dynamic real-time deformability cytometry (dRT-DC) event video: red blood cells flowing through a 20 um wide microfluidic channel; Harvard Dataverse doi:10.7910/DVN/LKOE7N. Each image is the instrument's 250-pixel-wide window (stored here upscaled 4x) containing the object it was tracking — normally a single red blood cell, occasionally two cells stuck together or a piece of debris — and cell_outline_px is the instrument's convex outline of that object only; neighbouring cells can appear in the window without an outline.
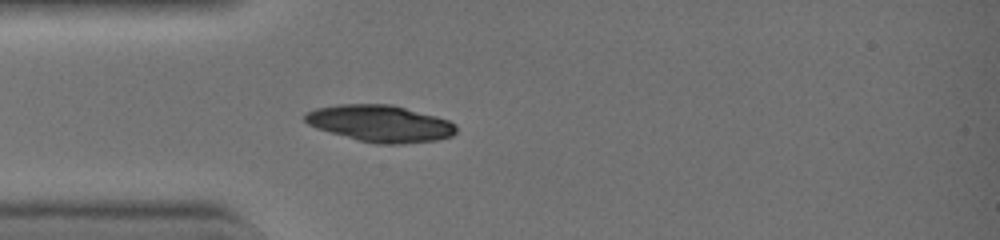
{"species": "common noctule bat (a hibernating species)", "species_latin": "Nyctalus noctula", "temperature_condition": "warm", "stored_images_in_passage": 31, "camera_frame_rate_fps": 3000, "um_per_image_px": 0.085, "animal": {"sex": "female", "body_mass_g": 19.0, "forearm_length_mm": 51.5}, "frame": {"image": 1, "passage_image": 1, "time_ms": 0.0, "image_size_px": [1000, 240], "cell_outline_px": [[456, 132], [452, 136], [440, 140], [404, 144], [376, 144], [356, 140], [316, 128], [308, 124], [304, 120], [304, 116], [308, 112], [316, 108], [340, 104], [392, 104], [436, 116], [448, 120], [456, 124]], "centroid_in_image_um": [32.34, 10.51], "position_along_channel_um": 52.7, "area_um2": 32.6}}
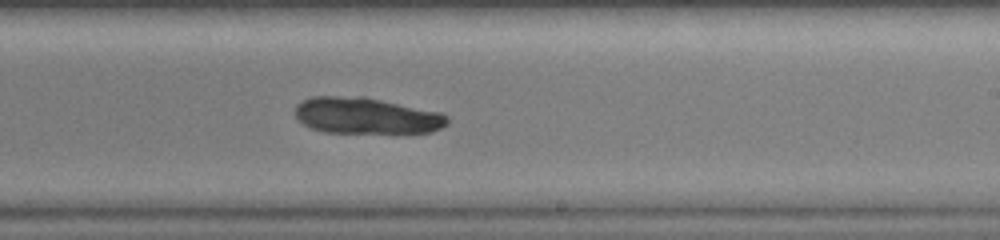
{"frame": {"image": 2, "passage_image": 15, "time_ms": 4.667, "image_size_px": [1000, 240], "cell_outline_px": [[448, 124], [432, 132], [324, 132], [312, 128], [304, 124], [296, 116], [296, 104], [312, 96], [364, 96], [440, 112], [448, 116]], "centroid_in_image_um": [31.14, 9.82], "position_along_channel_um": 257.9, "area_um2": 31.96}}
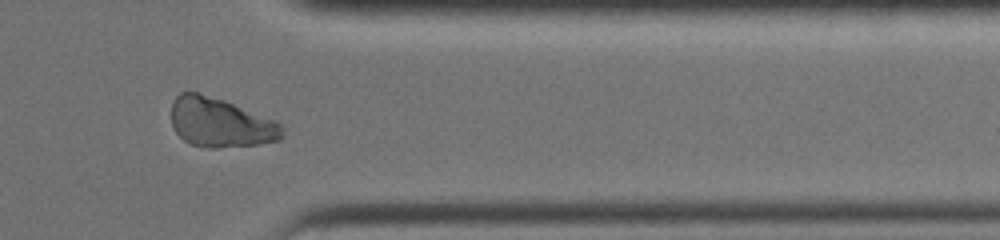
{"frame": {"image": 3, "passage_image": 24, "time_ms": 7.667, "image_size_px": [1000, 240], "cell_outline_px": [[284, 136], [280, 140], [260, 144], [216, 148], [212, 148], [192, 144], [184, 140], [176, 132], [172, 124], [172, 100], [180, 92], [196, 92], [224, 100], [276, 120], [284, 128]], "centroid_in_image_um": [18.76, 10.42], "position_along_channel_um": 392.6, "area_um2": 31.96}}